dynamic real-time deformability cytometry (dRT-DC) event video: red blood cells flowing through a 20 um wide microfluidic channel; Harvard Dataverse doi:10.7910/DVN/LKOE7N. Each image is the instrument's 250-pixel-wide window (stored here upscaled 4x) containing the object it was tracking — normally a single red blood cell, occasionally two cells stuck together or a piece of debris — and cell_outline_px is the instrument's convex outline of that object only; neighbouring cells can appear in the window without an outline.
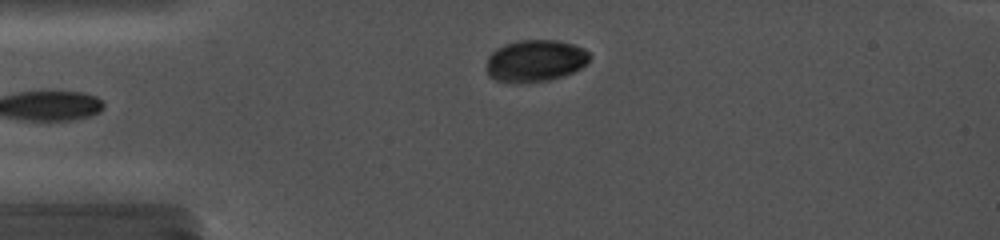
{"species": "common noctule bat (a hibernating species)", "species_latin": "Nyctalus noctula", "temperature_condition": "cold", "stored_images_in_passage": 28, "camera_frame_rate_fps": 5000, "um_per_image_px": 0.085, "animal": {"sex": "female", "body_mass_g": 19.0, "forearm_length_mm": 56.7}, "frame": {"image": 1, "passage_image": 3, "time_ms": 2.0, "image_size_px": [1000, 240], "cell_outline_px": [[592, 56], [580, 68], [564, 76], [548, 80], [516, 84], [496, 80], [488, 76], [488, 56], [496, 48], [516, 40], [556, 40], [572, 44], [584, 48]], "centroid_in_image_um": [45.49, 5.17], "position_along_channel_um": 39.5, "area_um2": 25.26}}
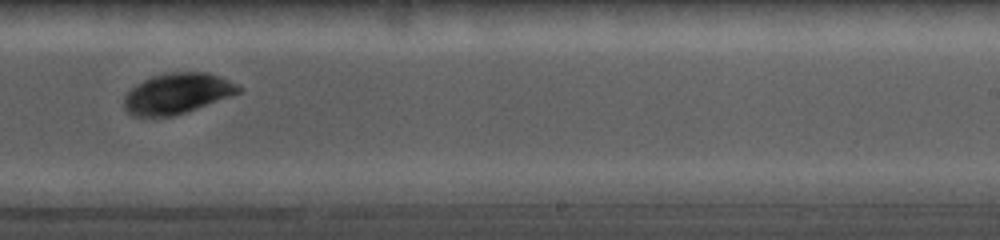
{"frame": {"image": 2, "passage_image": 17, "time_ms": 9.0, "image_size_px": [1000, 240], "cell_outline_px": [[244, 88], [240, 92], [188, 112], [172, 116], [132, 116], [124, 108], [124, 96], [136, 84], [152, 76], [172, 72], [208, 72], [220, 76]], "centroid_in_image_um": [15.07, 7.94], "position_along_channel_um": 273.9, "area_um2": 26.99}}
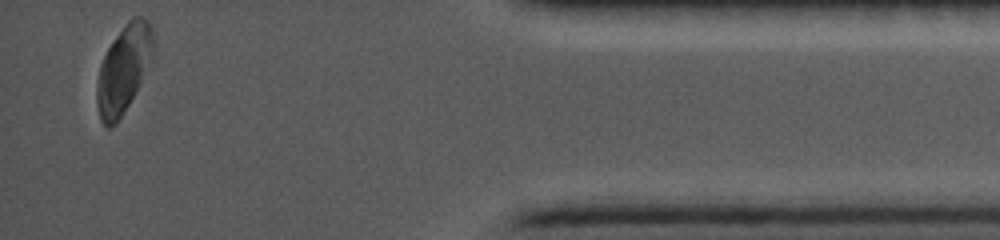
{"frame": {"image": 3, "passage_image": 28, "time_ms": 14.0, "image_size_px": [1000, 240], "cell_outline_px": [[152, 60], [128, 104], [116, 124], [112, 128], [108, 128], [100, 120], [96, 104], [96, 84], [100, 64], [108, 48], [116, 36], [128, 20], [132, 16], [144, 16], [152, 24]], "centroid_in_image_um": [10.49, 5.86], "position_along_channel_um": 424.7, "area_um2": 28.55}}